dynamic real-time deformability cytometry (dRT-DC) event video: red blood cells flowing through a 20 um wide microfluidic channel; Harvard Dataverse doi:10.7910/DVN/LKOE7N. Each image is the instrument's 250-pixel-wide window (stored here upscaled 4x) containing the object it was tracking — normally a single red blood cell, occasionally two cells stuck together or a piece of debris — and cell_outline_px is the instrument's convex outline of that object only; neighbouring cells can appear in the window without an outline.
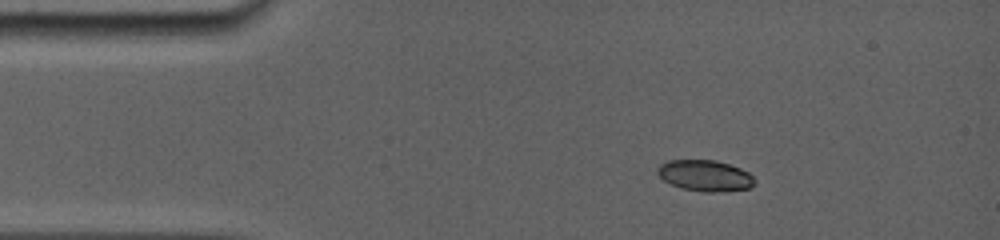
{"species": "common noctule bat (a hibernating species)", "species_latin": "Nyctalus noctula", "temperature_condition": "room temperature", "stored_images_in_passage": 8, "camera_frame_rate_fps": 5000, "um_per_image_px": 0.085, "animal": {"sex": "female", "body_mass_g": 19.0, "forearm_length_mm": 56.7}, "frame": {"image": 1, "passage_image": 4, "time_ms": 2.2, "image_size_px": [1000, 240], "cell_outline_px": [[756, 184], [752, 188], [724, 192], [704, 192], [680, 188], [664, 180], [656, 172], [656, 168], [660, 164], [668, 160], [716, 160], [740, 168], [748, 172], [756, 180]], "centroid_in_image_um": [59.96, 14.94], "position_along_channel_um": 25.0, "area_um2": 17.86}}
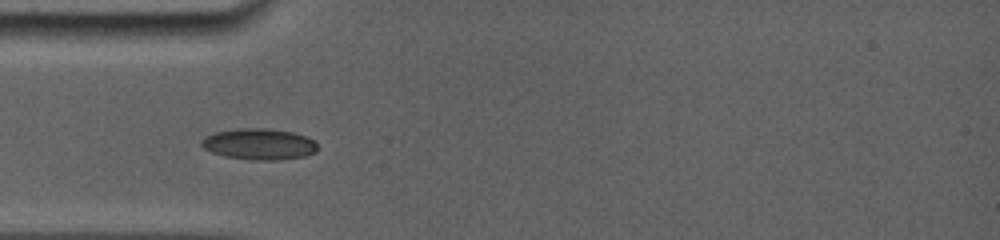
{"frame": {"image": 2, "passage_image": 7, "time_ms": 4.6, "image_size_px": [1000, 240], "cell_outline_px": [[316, 152], [304, 156], [280, 160], [256, 160], [224, 156], [212, 152], [204, 148], [200, 144], [200, 140], [216, 132], [240, 128], [264, 128], [292, 132], [308, 136], [316, 144]], "centroid_in_image_um": [22.03, 12.25], "position_along_channel_um": 63.0, "area_um2": 20.92}}
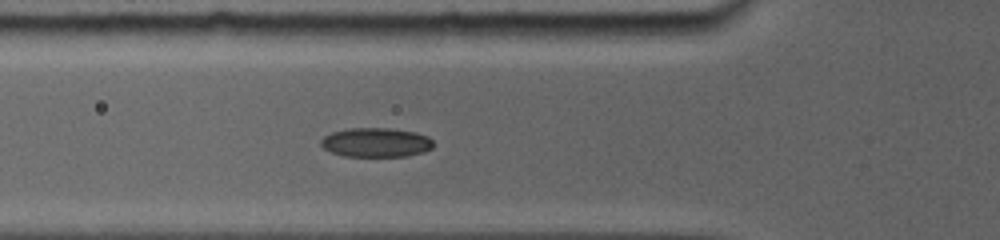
{"frame": {"image": 3, "passage_image": 8, "time_ms": 5.4, "image_size_px": [1000, 240], "cell_outline_px": [[432, 148], [424, 152], [408, 156], [344, 156], [332, 152], [324, 148], [320, 144], [320, 140], [324, 136], [332, 132], [348, 128], [388, 128], [416, 132], [428, 136], [432, 140]], "centroid_in_image_um": [31.96, 12.1], "position_along_channel_um": 93.8, "area_um2": 19.19}}